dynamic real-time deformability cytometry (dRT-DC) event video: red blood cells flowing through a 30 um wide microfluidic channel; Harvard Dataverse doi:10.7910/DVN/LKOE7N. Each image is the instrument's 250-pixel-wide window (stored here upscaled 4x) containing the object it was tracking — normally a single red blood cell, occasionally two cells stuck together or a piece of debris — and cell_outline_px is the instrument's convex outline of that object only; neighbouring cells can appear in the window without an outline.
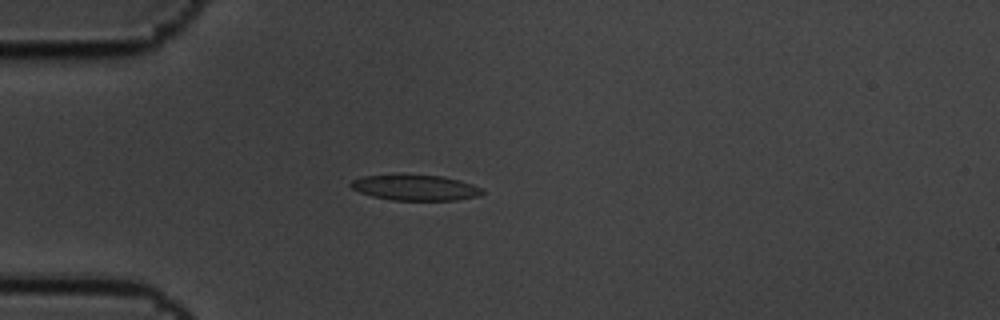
{"species": "common noctule bat (a hibernating species)", "species_latin": "Nyctalus noctula", "temperature_condition": "cold", "stored_images_in_passage": 7, "camera_frame_rate_fps": 3000, "um_per_image_px": 0.085, "animal": {"sex": "male", "body_mass_g": 19.5, "forearm_length_mm": 54.6}, "frame": {"image": 1, "passage_image": 4, "time_ms": 1.0, "image_size_px": [1000, 320], "cell_outline_px": [[484, 192], [480, 196], [456, 200], [392, 200], [372, 196], [360, 192], [352, 188], [348, 184], [352, 180], [364, 176], [400, 172], [404, 172], [444, 176], [460, 180], [484, 188]], "centroid_in_image_um": [35.3, 15.9], "position_along_channel_um": 49.7, "area_um2": 20.52}}
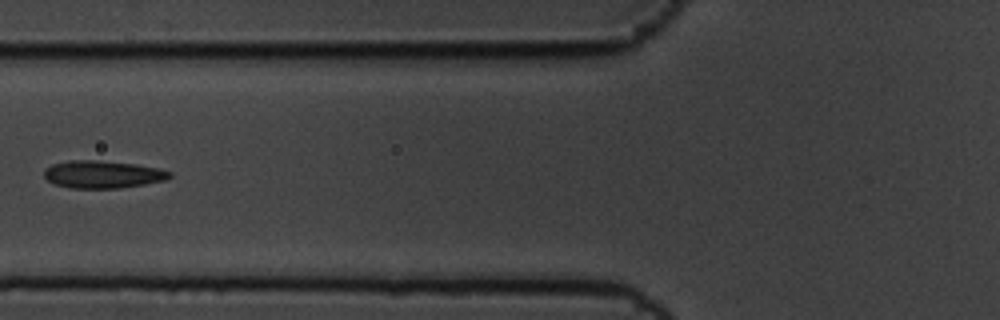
{"frame": {"image": 2, "passage_image": 6, "time_ms": 1.667, "image_size_px": [1000, 320], "cell_outline_px": [[172, 176], [164, 180], [144, 184], [120, 188], [72, 188], [56, 184], [48, 180], [44, 176], [44, 168], [52, 164], [72, 160], [96, 160], [136, 164], [160, 168], [172, 172]], "centroid_in_image_um": [8.74, 14.81], "position_along_channel_um": 117.1, "area_um2": 20.11}}
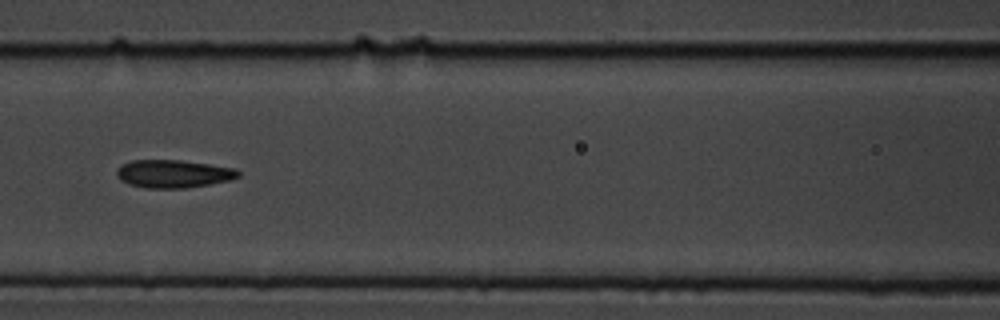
{"frame": {"image": 3, "passage_image": 7, "time_ms": 2.0, "image_size_px": [1000, 320], "cell_outline_px": [[240, 176], [232, 180], [184, 188], [144, 188], [128, 184], [120, 180], [116, 176], [116, 168], [120, 164], [132, 160], [180, 160], [236, 168], [240, 172]], "centroid_in_image_um": [14.7, 14.77], "position_along_channel_um": 151.9, "area_um2": 20.0}}